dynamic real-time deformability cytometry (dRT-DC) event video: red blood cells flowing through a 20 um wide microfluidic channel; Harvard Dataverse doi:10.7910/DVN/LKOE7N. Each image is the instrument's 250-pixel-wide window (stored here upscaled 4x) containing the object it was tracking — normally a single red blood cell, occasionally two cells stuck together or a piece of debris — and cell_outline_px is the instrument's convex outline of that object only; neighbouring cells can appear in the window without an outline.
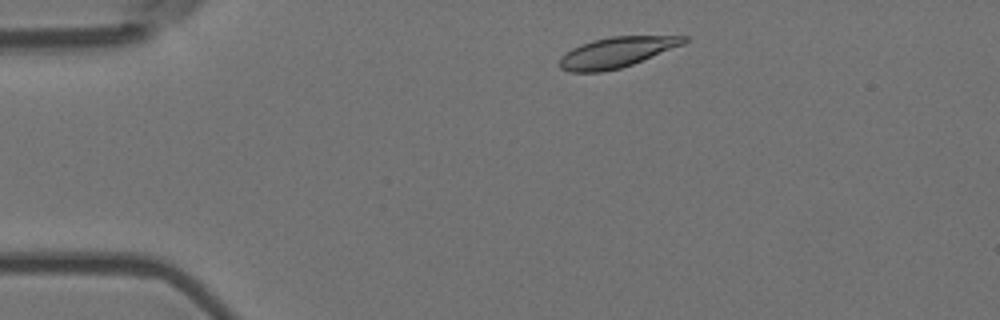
{"species": "Egyptian fruit bat (a non-hibernating species)", "species_latin": "Rousettus aegyptiacus", "temperature_condition": "room temperature", "stored_images_in_passage": 10, "camera_frame_rate_fps": 3000, "um_per_image_px": 0.085, "animal": {"sex": "female"}, "frame": {"image": 1, "passage_image": 2, "time_ms": 0.333, "image_size_px": [1000, 320], "cell_outline_px": [[688, 40], [684, 44], [632, 64], [620, 68], [604, 72], [568, 72], [560, 68], [560, 56], [572, 48], [580, 44], [592, 40], [612, 36], [688, 36]], "centroid_in_image_um": [52.38, 4.45], "position_along_channel_um": 32.6, "area_um2": 22.02}}
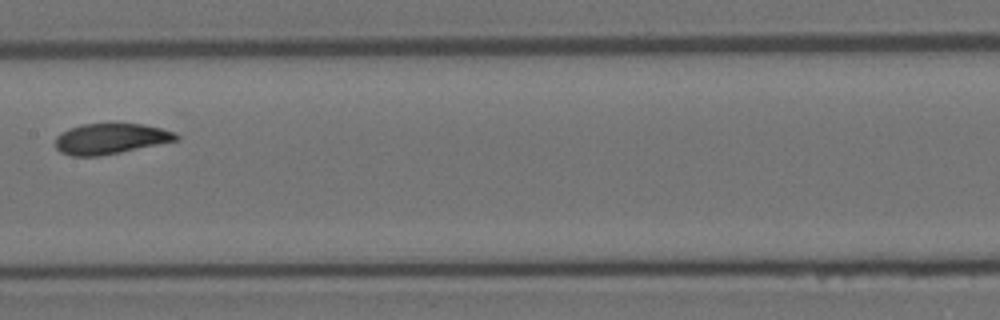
{"frame": {"image": 2, "passage_image": 7, "time_ms": 2.0, "image_size_px": [1000, 320], "cell_outline_px": [[180, 136], [176, 140], [120, 152], [100, 156], [72, 156], [60, 152], [56, 148], [56, 136], [60, 132], [68, 128], [80, 124], [112, 120], [144, 124], [160, 128], [172, 132]], "centroid_in_image_um": [9.33, 11.73], "position_along_channel_um": 198.1, "area_um2": 22.25}}
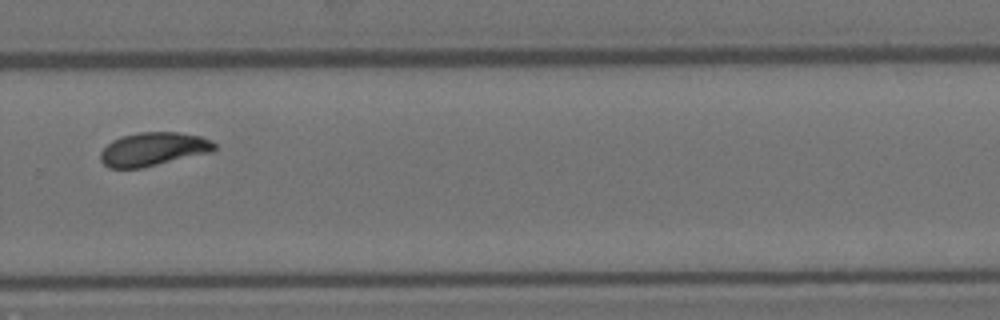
{"frame": {"image": 3, "passage_image": 10, "time_ms": 3.0, "image_size_px": [1000, 320], "cell_outline_px": [[216, 148], [212, 152], [140, 168], [108, 168], [100, 160], [100, 152], [112, 140], [120, 136], [140, 132], [176, 132], [200, 136], [212, 140], [216, 144]], "centroid_in_image_um": [13.02, 12.67], "position_along_channel_um": 316.8, "area_um2": 22.25}}